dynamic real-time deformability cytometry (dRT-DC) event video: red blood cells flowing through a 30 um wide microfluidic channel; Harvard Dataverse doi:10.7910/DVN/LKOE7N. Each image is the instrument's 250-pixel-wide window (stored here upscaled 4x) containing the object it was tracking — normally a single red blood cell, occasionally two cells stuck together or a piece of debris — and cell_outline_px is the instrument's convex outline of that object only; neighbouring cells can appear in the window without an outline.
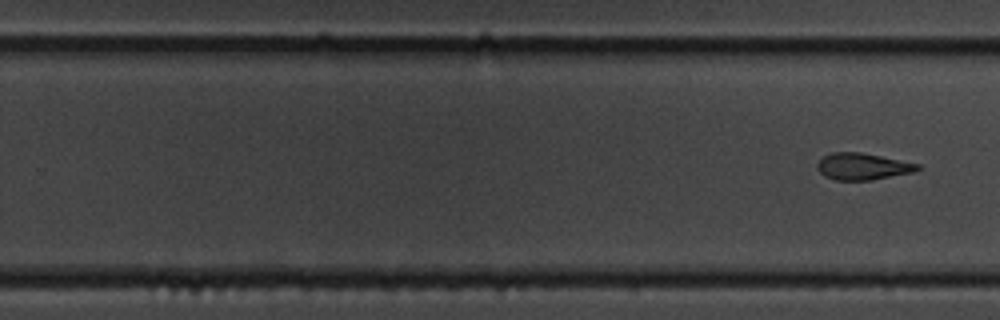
{"species": "common noctule bat (a hibernating species)", "species_latin": "Nyctalus noctula", "temperature_condition": "cold", "stored_images_in_passage": 10, "segment_of_instrument_passage": [2, 2], "camera_frame_rate_fps": 3000, "um_per_image_px": 0.085, "animal": {"sex": "male", "body_mass_g": 19.5, "forearm_length_mm": 54.6}, "frame": {"image": 1, "passage_image": 10, "time_ms": 11.0, "image_size_px": [1000, 320], "cell_outline_px": [[924, 168], [916, 172], [872, 180], [836, 180], [824, 176], [816, 168], [816, 164], [824, 156], [832, 152], [860, 152], [920, 164]], "centroid_in_image_um": [73.36, 14.16], "position_along_channel_um": 256.4, "area_um2": 15.78}}